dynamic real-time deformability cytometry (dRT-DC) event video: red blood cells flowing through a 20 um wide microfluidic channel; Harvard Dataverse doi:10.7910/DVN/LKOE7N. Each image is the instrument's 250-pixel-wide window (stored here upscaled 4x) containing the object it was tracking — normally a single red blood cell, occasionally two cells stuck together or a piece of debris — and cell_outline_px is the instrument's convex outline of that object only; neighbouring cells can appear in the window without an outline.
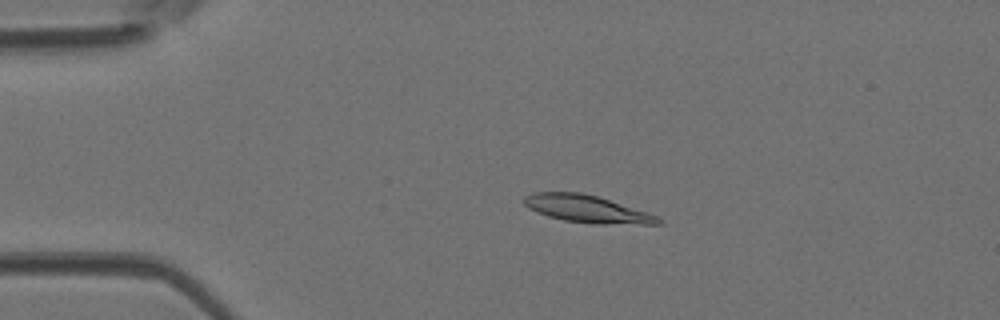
{"species": "Egyptian fruit bat (a non-hibernating species)", "species_latin": "Rousettus aegyptiacus", "temperature_condition": "room temperature", "stored_images_in_passage": 46, "camera_frame_rate_fps": 3000, "um_per_image_px": 0.085, "animal": {"sex": "female"}, "frame": {"image": 1, "passage_image": 10, "time_ms": 3.0, "image_size_px": [1000, 320], "cell_outline_px": [[664, 224], [592, 224], [564, 220], [548, 216], [536, 212], [528, 208], [524, 204], [524, 196], [532, 192], [580, 192], [596, 196], [656, 216], [664, 220]], "centroid_in_image_um": [49.84, 17.77], "position_along_channel_um": 35.2, "area_um2": 21.15}}
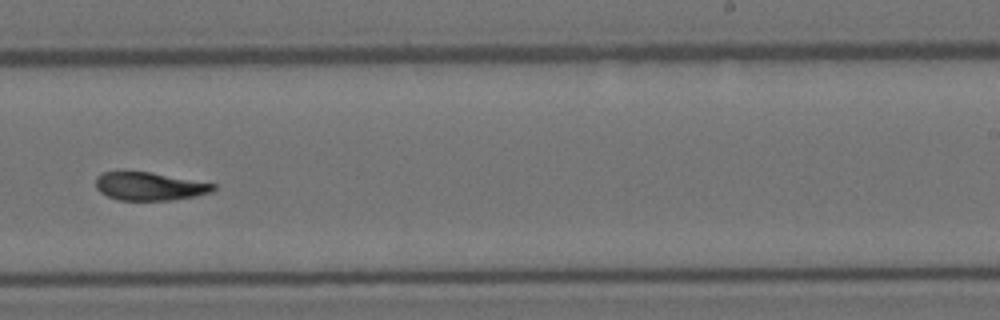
{"frame": {"image": 2, "passage_image": 29, "time_ms": 9.333, "image_size_px": [1000, 320], "cell_outline_px": [[216, 188], [212, 192], [196, 196], [168, 200], [116, 200], [100, 192], [96, 188], [96, 176], [100, 172], [152, 172], [216, 184]], "centroid_in_image_um": [12.7, 15.83], "position_along_channel_um": 276.3, "area_um2": 19.31}}
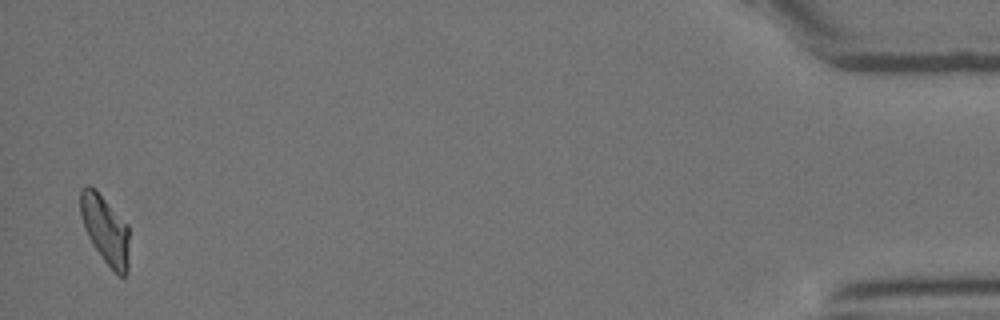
{"frame": {"image": 3, "passage_image": 45, "time_ms": 14.667, "image_size_px": [1000, 320], "cell_outline_px": [[128, 272], [124, 276], [120, 276], [104, 260], [92, 244], [84, 228], [80, 216], [80, 188], [84, 184], [88, 184], [96, 188], [128, 224]], "centroid_in_image_um": [8.92, 19.44], "position_along_channel_um": 426.3, "area_um2": 19.71}}